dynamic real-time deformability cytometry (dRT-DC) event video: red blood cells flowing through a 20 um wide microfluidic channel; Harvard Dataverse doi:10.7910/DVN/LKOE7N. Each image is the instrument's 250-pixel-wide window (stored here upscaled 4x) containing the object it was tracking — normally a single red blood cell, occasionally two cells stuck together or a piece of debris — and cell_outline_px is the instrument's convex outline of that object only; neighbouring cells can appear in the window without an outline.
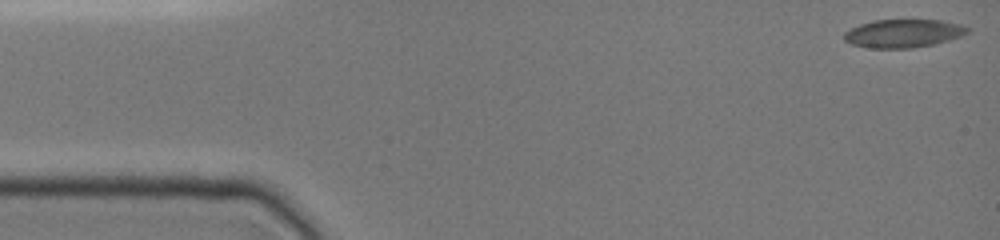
{"species": "common noctule bat (a hibernating species)", "species_latin": "Nyctalus noctula", "temperature_condition": "cold", "stored_images_in_passage": 42, "camera_frame_rate_fps": 3000, "um_per_image_px": 0.085, "animal": {"sex": "female", "body_mass_g": 19.0, "forearm_length_mm": 51.5}, "frame": {"image": 1, "passage_image": 1, "time_ms": 0.0, "image_size_px": [1000, 240], "cell_outline_px": [[968, 32], [960, 36], [936, 44], [912, 48], [872, 48], [852, 44], [844, 40], [844, 32], [860, 24], [872, 20], [944, 20], [960, 24], [968, 28]], "centroid_in_image_um": [76.78, 2.84], "position_along_channel_um": 8.2, "area_um2": 20.23}}
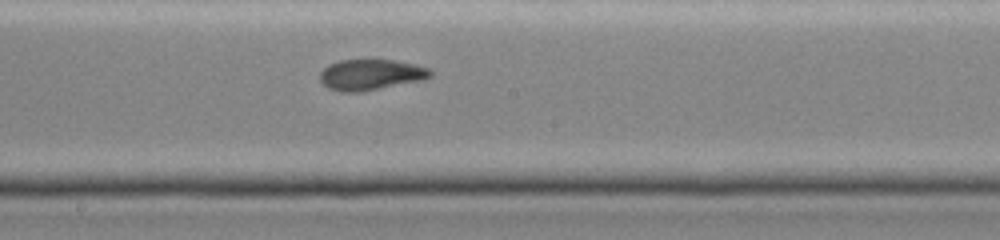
{"frame": {"image": 2, "passage_image": 25, "time_ms": 8.333, "image_size_px": [1000, 240], "cell_outline_px": [[432, 76], [424, 80], [360, 92], [344, 92], [328, 88], [320, 80], [320, 72], [328, 64], [340, 60], [368, 56], [416, 64], [428, 68], [432, 72]], "centroid_in_image_um": [31.51, 6.3], "position_along_channel_um": 216.7, "area_um2": 20.58}}
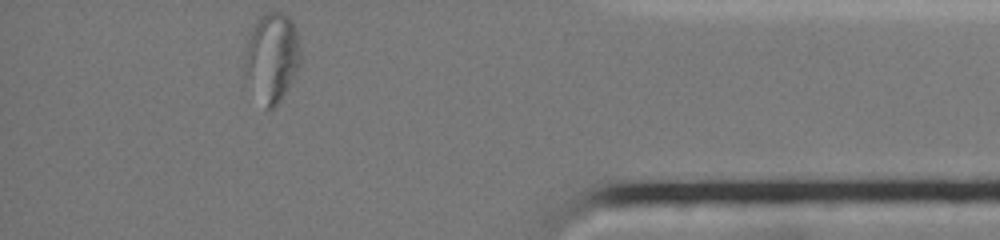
{"frame": {"image": 3, "passage_image": 42, "time_ms": 14.0, "image_size_px": [1000, 240], "cell_outline_px": [[300, 64], [280, 100], [272, 108], [264, 108], [244, 76], [244, 56], [248, 40], [252, 28], [256, 20], [264, 12], [280, 12], [288, 16], [292, 20], [300, 40]], "centroid_in_image_um": [23.1, 4.84], "position_along_channel_um": 412.1, "area_um2": 28.96}, "authors_computed_cell_mechanics": {"area_um2": 20.2878, "velocity_mm_per_s": 3.8796, "shape_relaxation_time_tau1_ms": null, "shape_relaxation_time_tau2_ms": 1.718, "deformation_change_tau1": null, "deformation_change_tau2": 0.0741}}